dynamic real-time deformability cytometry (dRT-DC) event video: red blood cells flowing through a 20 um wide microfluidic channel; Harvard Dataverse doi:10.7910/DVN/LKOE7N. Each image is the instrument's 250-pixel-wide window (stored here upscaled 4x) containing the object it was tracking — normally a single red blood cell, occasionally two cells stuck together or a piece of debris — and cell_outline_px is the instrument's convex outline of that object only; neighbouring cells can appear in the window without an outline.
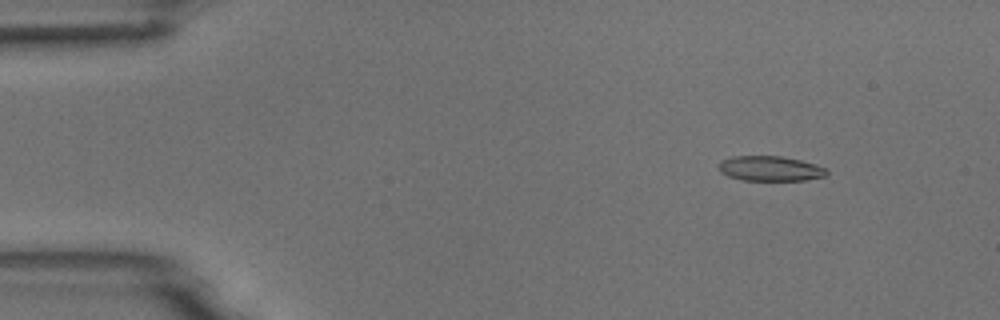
{"species": "common noctule bat (a hibernating species)", "species_latin": "Nyctalus noctula", "temperature_condition": "room temperature", "stored_images_in_passage": 8, "camera_frame_rate_fps": 3000, "um_per_image_px": 0.085, "animal": {"sex": "male", "body_mass_g": 18.8}, "frame": {"image": 1, "passage_image": 2, "time_ms": 0.333, "image_size_px": [1000, 320], "cell_outline_px": [[828, 172], [824, 176], [804, 180], [740, 180], [728, 176], [720, 172], [720, 160], [732, 156], [780, 156], [800, 160], [816, 164], [824, 168]], "centroid_in_image_um": [65.43, 14.32], "position_along_channel_um": 19.6, "area_um2": 15.61}}
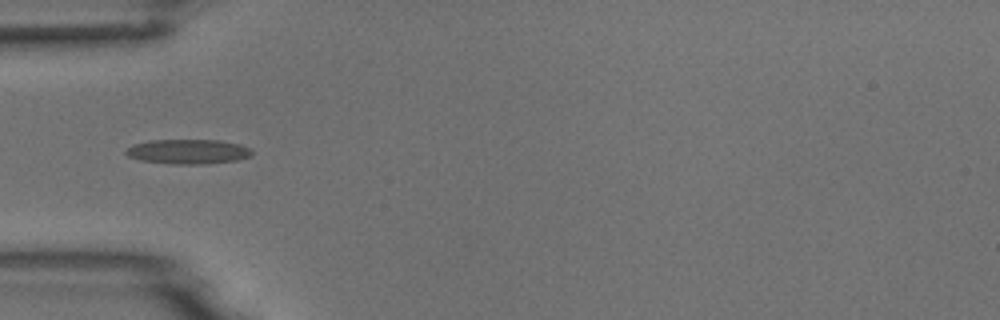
{"frame": {"image": 2, "passage_image": 5, "time_ms": 1.333, "image_size_px": [1000, 320], "cell_outline_px": [[252, 156], [236, 160], [208, 164], [172, 164], [140, 160], [128, 156], [124, 152], [132, 144], [152, 140], [220, 140], [240, 144], [252, 148]], "centroid_in_image_um": [16.01, 12.88], "position_along_channel_um": 69.0, "area_um2": 18.26}}